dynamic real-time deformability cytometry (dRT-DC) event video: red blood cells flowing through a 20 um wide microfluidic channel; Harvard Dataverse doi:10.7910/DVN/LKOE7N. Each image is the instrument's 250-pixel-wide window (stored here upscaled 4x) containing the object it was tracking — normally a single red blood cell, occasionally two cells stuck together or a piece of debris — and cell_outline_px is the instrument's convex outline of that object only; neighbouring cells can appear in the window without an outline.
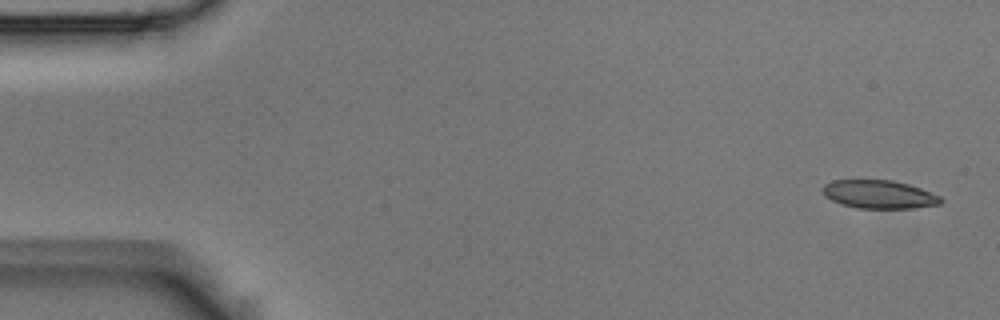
{"species": "Egyptian fruit bat (a non-hibernating species)", "species_latin": "Rousettus aegyptiacus", "temperature_condition": "room temperature", "stored_images_in_passage": 5, "camera_frame_rate_fps": 3000, "um_per_image_px": 0.085, "animal": {"sex": "male"}, "frame": {"image": 1, "passage_image": 1, "time_ms": 0.0, "image_size_px": [1000, 320], "cell_outline_px": [[944, 200], [940, 204], [912, 208], [856, 208], [840, 204], [824, 196], [824, 184], [832, 180], [892, 180], [908, 184], [920, 188], [940, 196]], "centroid_in_image_um": [74.72, 16.52], "position_along_channel_um": 10.3, "area_um2": 19.42}}